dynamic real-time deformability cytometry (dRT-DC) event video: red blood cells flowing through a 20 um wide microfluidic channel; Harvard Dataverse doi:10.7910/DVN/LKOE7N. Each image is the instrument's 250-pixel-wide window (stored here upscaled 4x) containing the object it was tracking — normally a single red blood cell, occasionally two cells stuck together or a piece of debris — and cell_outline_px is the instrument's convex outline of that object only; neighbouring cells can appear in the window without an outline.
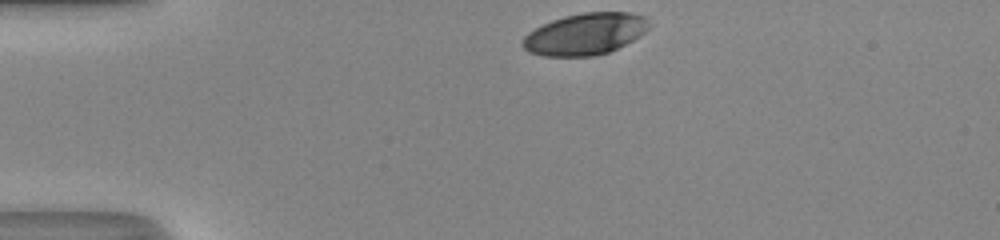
{"species": "human", "species_latin": "Homo sapiens", "temperature_condition": "room temperature", "stored_images_in_passage": 31, "camera_frame_rate_fps": 3000, "um_per_image_px": 0.085, "donor": {"sex": "male"}, "frame": {"image": 1, "passage_image": 1, "time_ms": 0.0, "image_size_px": [1000, 240], "cell_outline_px": [[652, 24], [640, 36], [608, 52], [596, 56], [544, 56], [528, 52], [520, 44], [520, 40], [528, 32], [552, 20], [564, 16], [584, 12], [628, 12], [648, 16]], "centroid_in_image_um": [49.75, 2.88], "position_along_channel_um": 35.3, "area_um2": 30.92}}
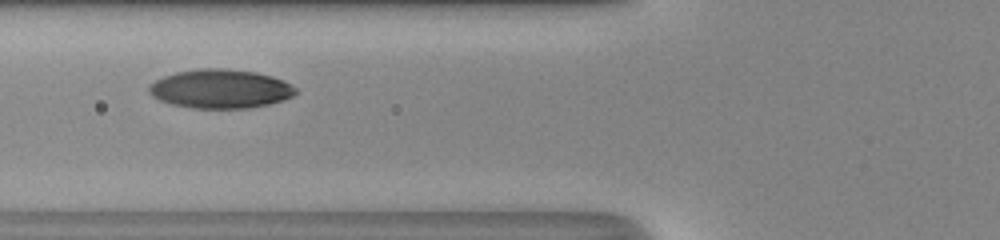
{"frame": {"image": 2, "passage_image": 10, "time_ms": 3.0, "image_size_px": [1000, 240], "cell_outline_px": [[300, 92], [284, 100], [268, 104], [248, 108], [192, 108], [172, 104], [160, 100], [152, 96], [148, 92], [148, 84], [164, 76], [176, 72], [200, 68], [224, 68], [256, 72], [272, 76], [284, 80], [296, 88]], "centroid_in_image_um": [18.74, 7.54], "position_along_channel_um": 107.1, "area_um2": 33.47}}
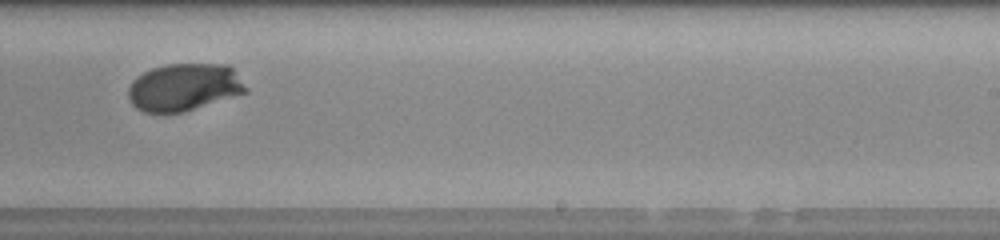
{"frame": {"image": 3, "passage_image": 22, "time_ms": 7.0, "image_size_px": [1000, 240], "cell_outline_px": [[248, 92], [184, 112], [144, 112], [136, 108], [132, 104], [128, 96], [128, 88], [132, 80], [136, 76], [152, 68], [168, 64], [228, 64], [232, 68], [248, 88]], "centroid_in_image_um": [15.64, 7.41], "position_along_channel_um": 273.4, "area_um2": 32.54}, "authors_computed_cell_mechanics": {"area_um2": 33.0616, "velocity_mm_per_s": 4.1666, "shape_relaxation_time_tau1_ms": 2.5563, "shape_relaxation_time_tau2_ms": null, "deformation_change_tau1": 0.1597, "deformation_change_tau2": null}}